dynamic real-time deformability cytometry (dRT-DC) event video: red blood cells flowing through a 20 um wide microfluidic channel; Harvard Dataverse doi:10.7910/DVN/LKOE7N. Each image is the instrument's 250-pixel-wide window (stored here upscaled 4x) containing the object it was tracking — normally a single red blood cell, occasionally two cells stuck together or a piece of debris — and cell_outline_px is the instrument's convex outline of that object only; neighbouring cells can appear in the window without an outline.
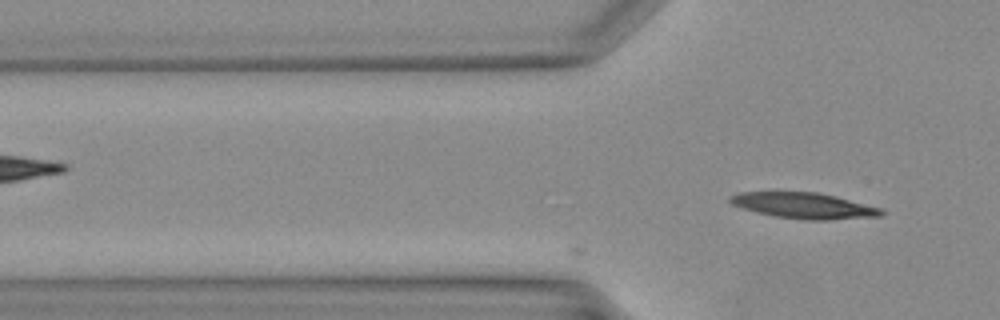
{"species": "Egyptian fruit bat (a non-hibernating species)", "species_latin": "Rousettus aegyptiacus", "temperature_condition": "warm", "stored_images_in_passage": 12, "camera_frame_rate_fps": 3000, "um_per_image_px": 0.085, "animal": {"sex": "female"}, "frame": {"image": 1, "passage_image": 12, "time_ms": 3.667, "image_size_px": [1000, 320], "cell_outline_px": [[884, 212], [880, 216], [828, 220], [808, 220], [776, 216], [756, 212], [732, 204], [728, 200], [728, 196], [740, 192], [816, 192], [836, 196], [880, 208]], "centroid_in_image_um": [68.31, 17.47], "position_along_channel_um": 57.5, "area_um2": 22.54}}